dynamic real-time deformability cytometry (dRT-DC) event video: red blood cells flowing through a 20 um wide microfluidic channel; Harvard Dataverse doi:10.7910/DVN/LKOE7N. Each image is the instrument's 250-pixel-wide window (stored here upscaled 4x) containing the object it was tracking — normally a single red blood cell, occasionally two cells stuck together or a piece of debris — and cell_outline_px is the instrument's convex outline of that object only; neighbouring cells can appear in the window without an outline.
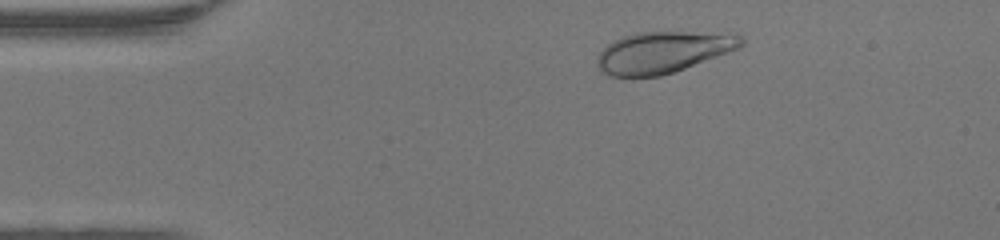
{"species": "human", "species_latin": "Homo sapiens", "temperature_condition": "warm", "stored_images_in_passage": 43, "camera_frame_rate_fps": 3000, "um_per_image_px": 0.085, "donor": {"sex": "female"}, "frame": {"image": 1, "passage_image": 4, "time_ms": 1.0, "image_size_px": [1000, 240], "cell_outline_px": [[744, 44], [736, 48], [716, 56], [684, 68], [660, 76], [608, 76], [600, 72], [596, 64], [596, 56], [608, 44], [624, 36], [636, 32], [740, 32], [744, 40]], "centroid_in_image_um": [56.35, 4.42], "position_along_channel_um": 28.6, "area_um2": 34.8}}
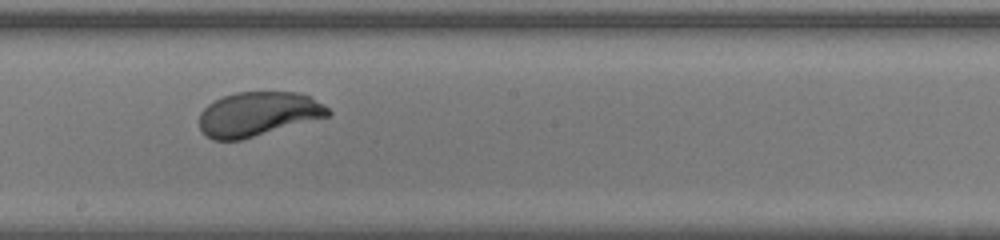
{"frame": {"image": 2, "passage_image": 22, "time_ms": 7.0, "image_size_px": [1000, 240], "cell_outline_px": [[332, 112], [328, 116], [240, 140], [212, 140], [200, 128], [200, 112], [208, 104], [224, 96], [236, 92], [300, 92], [324, 104]], "centroid_in_image_um": [21.93, 9.68], "position_along_channel_um": 226.3, "area_um2": 32.89}}
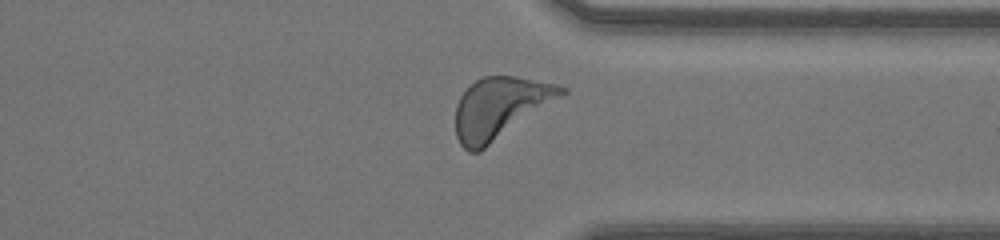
{"frame": {"image": 3, "passage_image": 32, "time_ms": 10.333, "image_size_px": [1000, 240], "cell_outline_px": [[568, 92], [480, 152], [468, 152], [460, 144], [456, 136], [456, 104], [460, 96], [476, 80], [484, 76], [516, 76], [556, 84], [568, 88]], "centroid_in_image_um": [42.5, 9.18], "position_along_channel_um": 368.9, "area_um2": 37.63}, "authors_computed_cell_mechanics": {"area_um2": 34.7956, "velocity_mm_per_s": 4.3198, "shape_relaxation_time_tau1_ms": 1.7303, "shape_relaxation_time_tau2_ms": null, "deformation_change_tau1": 0.1329, "deformation_change_tau2": null}}